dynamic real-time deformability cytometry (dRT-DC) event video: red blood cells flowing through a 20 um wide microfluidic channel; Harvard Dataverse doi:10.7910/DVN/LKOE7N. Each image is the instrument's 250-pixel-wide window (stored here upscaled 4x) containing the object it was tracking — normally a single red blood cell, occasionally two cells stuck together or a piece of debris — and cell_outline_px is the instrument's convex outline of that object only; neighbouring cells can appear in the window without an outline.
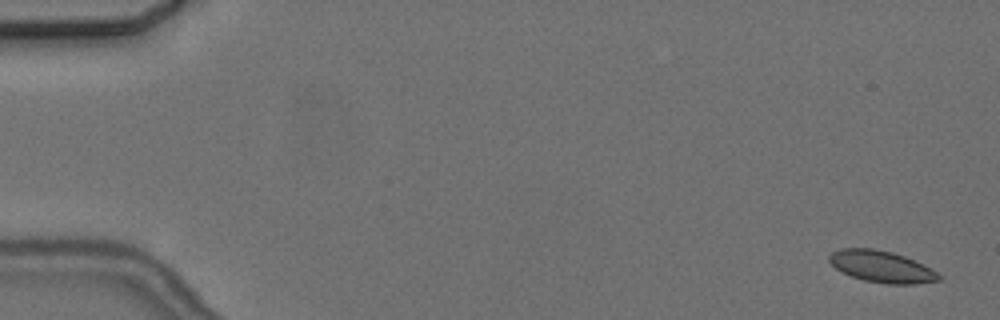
{"species": "common noctule bat (a hibernating species)", "species_latin": "Nyctalus noctula", "temperature_condition": "cold", "stored_images_in_passage": 6, "camera_frame_rate_fps": 3000, "um_per_image_px": 0.085, "animal": {"sex": "female", "body_mass_g": 24.6, "forearm_length_mm": 56.2}, "frame": {"image": 1, "passage_image": 1, "time_ms": 0.0, "image_size_px": [1000, 320], "cell_outline_px": [[940, 280], [916, 284], [888, 284], [864, 280], [852, 276], [836, 268], [828, 260], [828, 256], [832, 252], [840, 248], [872, 248], [892, 252], [904, 256], [932, 268], [940, 276]], "centroid_in_image_um": [74.93, 22.65], "position_along_channel_um": 10.1, "area_um2": 20.06}}
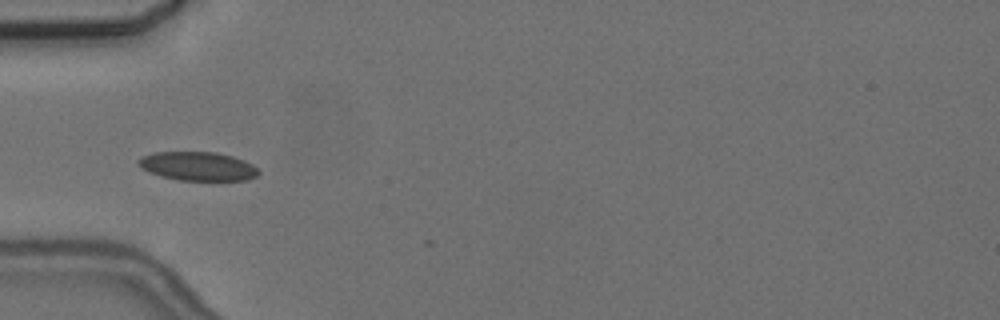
{"frame": {"image": 2, "passage_image": 5, "time_ms": 5.667, "image_size_px": [1000, 320], "cell_outline_px": [[260, 172], [256, 176], [248, 180], [180, 180], [160, 176], [140, 168], [136, 160], [140, 156], [156, 152], [216, 152], [232, 156], [244, 160], [252, 164]], "centroid_in_image_um": [16.78, 14.12], "position_along_channel_um": 68.2, "area_um2": 20.23}}